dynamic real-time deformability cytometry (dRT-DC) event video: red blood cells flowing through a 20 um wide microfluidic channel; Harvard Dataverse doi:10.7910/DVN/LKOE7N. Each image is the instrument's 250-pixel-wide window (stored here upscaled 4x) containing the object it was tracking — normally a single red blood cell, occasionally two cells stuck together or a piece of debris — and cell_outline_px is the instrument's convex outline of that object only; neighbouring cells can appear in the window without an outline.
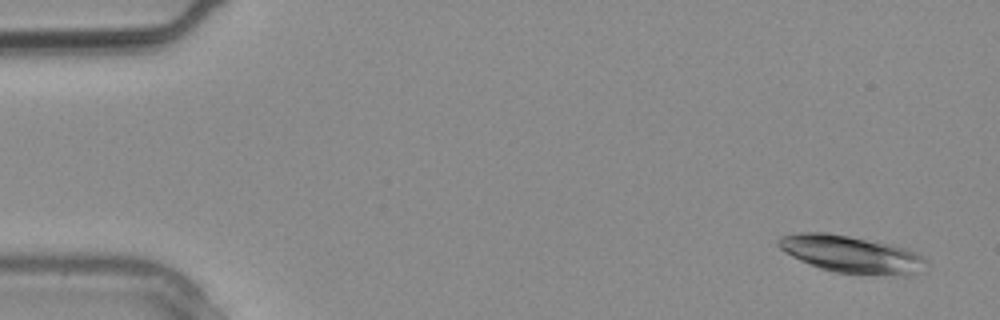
{"species": "common noctule bat (a hibernating species)", "species_latin": "Nyctalus noctula", "temperature_condition": "warm", "stored_images_in_passage": 3, "segment_of_instrument_passage": [2, 2], "camera_frame_rate_fps": 3000, "um_per_image_px": 0.085, "animal": {"sex": "male", "body_mass_g": 20.4}, "frame": {"image": 1, "passage_image": 3, "time_ms": 0.667, "image_size_px": [1000, 320], "cell_outline_px": [[924, 260], [908, 276], [904, 276], [836, 272], [820, 268], [800, 260], [784, 252], [776, 244], [776, 240], [780, 236], [800, 232], [828, 232], [892, 244], [904, 248], [920, 256]], "centroid_in_image_um": [72.2, 21.58], "position_along_channel_um": 12.8, "area_um2": 31.27}}